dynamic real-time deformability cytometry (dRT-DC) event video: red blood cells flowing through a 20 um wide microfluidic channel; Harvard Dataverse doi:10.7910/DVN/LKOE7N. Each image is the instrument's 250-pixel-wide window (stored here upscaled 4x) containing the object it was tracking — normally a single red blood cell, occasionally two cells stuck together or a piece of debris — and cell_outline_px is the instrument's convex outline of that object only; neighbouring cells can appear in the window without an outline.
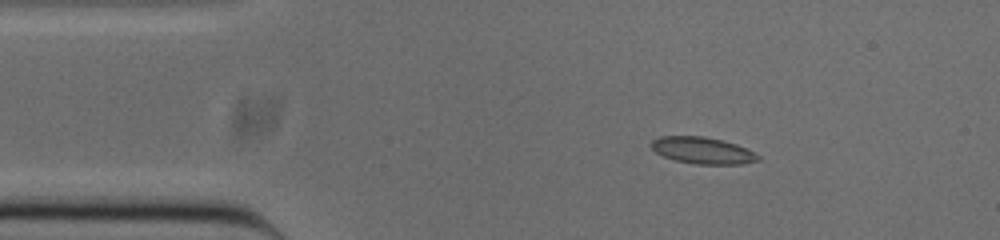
{"species": "common noctule bat (a hibernating species)", "species_latin": "Nyctalus noctula", "temperature_condition": "cold", "stored_images_in_passage": 45, "camera_frame_rate_fps": 3000, "um_per_image_px": 0.085, "animal": {"sex": "male", "body_mass_g": 20.0, "forearm_length_mm": 53.3}, "frame": {"image": 1, "passage_image": 1, "time_ms": 0.0, "image_size_px": [1000, 240], "cell_outline_px": [[760, 160], [744, 164], [696, 164], [676, 160], [664, 156], [656, 152], [652, 148], [652, 140], [660, 136], [704, 136], [736, 144], [748, 148], [756, 152], [760, 156]], "centroid_in_image_um": [59.78, 12.79], "position_along_channel_um": 25.2, "area_um2": 16.59}}
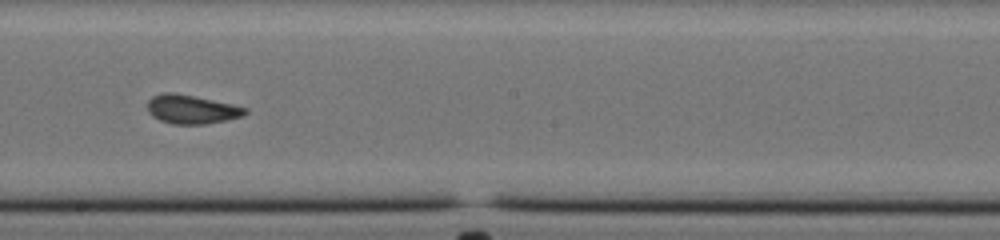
{"frame": {"image": 2, "passage_image": 21, "time_ms": 6.667, "image_size_px": [1000, 240], "cell_outline_px": [[248, 112], [244, 116], [228, 120], [204, 124], [172, 124], [160, 120], [152, 116], [148, 112], [148, 100], [152, 96], [164, 92], [172, 92], [232, 104], [248, 108]], "centroid_in_image_um": [16.29, 9.3], "position_along_channel_um": 231.9, "area_um2": 16.42}}
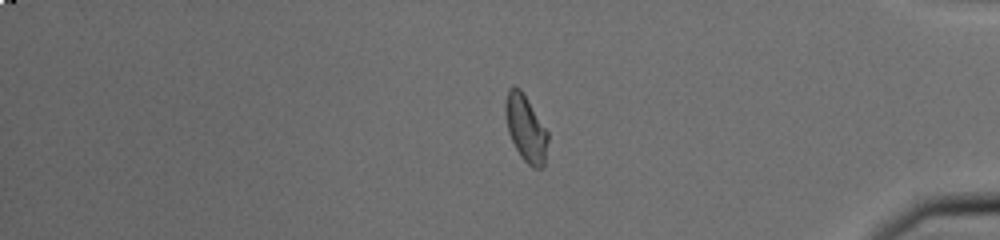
{"frame": {"image": 3, "passage_image": 36, "time_ms": 11.667, "image_size_px": [1000, 240], "cell_outline_px": [[548, 140], [544, 164], [540, 168], [532, 168], [520, 156], [508, 132], [508, 88], [512, 84], [520, 88], [548, 132]], "centroid_in_image_um": [44.74, 10.96], "position_along_channel_um": 390.5, "area_um2": 15.72}, "authors_computed_cell_mechanics": {"area_um2": 16.0684, "velocity_mm_per_s": 3.8397, "shape_relaxation_time_tau1_ms": 7.8588, "shape_relaxation_time_tau2_ms": 1.4485, "deformation_change_tau1": 0.1709, "deformation_change_tau2": 0.0579}}